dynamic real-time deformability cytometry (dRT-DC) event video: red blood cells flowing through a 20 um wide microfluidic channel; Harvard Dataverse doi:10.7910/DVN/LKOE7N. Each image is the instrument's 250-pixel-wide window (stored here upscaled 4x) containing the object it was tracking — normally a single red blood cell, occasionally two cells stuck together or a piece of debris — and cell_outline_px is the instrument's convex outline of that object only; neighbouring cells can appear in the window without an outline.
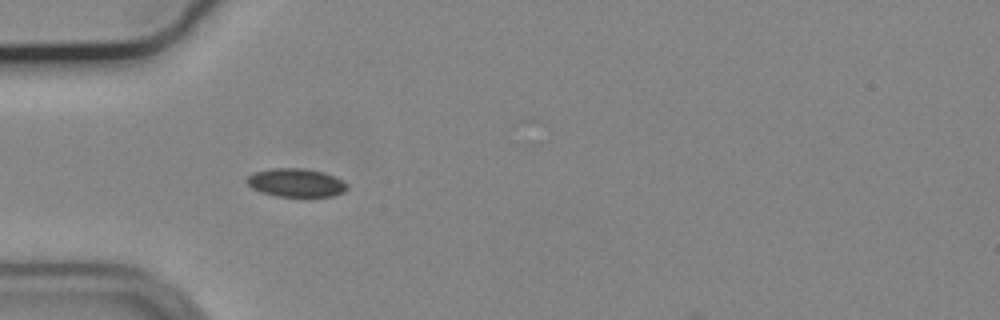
{"species": "common noctule bat (a hibernating species)", "species_latin": "Nyctalus noctula", "temperature_condition": "cold", "stored_images_in_passage": 23, "camera_frame_rate_fps": 3000, "um_per_image_px": 0.085, "animal": {"sex": "male", "body_mass_g": 19.2, "forearm_length_mm": 51.8}, "frame": {"image": 1, "passage_image": 7, "time_ms": 2.0, "image_size_px": [1000, 320], "cell_outline_px": [[348, 188], [344, 192], [332, 196], [276, 196], [260, 192], [252, 188], [244, 180], [248, 176], [256, 172], [272, 168], [304, 168], [324, 172], [348, 184]], "centroid_in_image_um": [25.14, 15.53], "position_along_channel_um": 59.9, "area_um2": 16.53}}
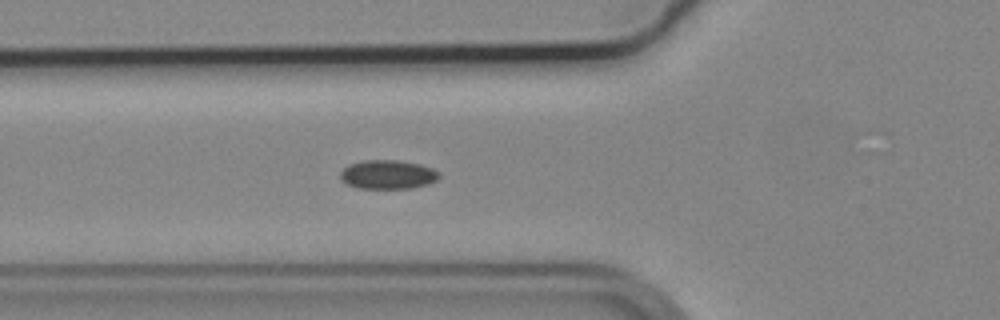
{"frame": {"image": 2, "passage_image": 10, "time_ms": 3.0, "image_size_px": [1000, 320], "cell_outline_px": [[440, 176], [436, 180], [428, 184], [412, 188], [356, 188], [340, 180], [340, 172], [348, 164], [364, 160], [396, 160], [420, 164], [432, 168], [440, 172]], "centroid_in_image_um": [32.95, 14.83], "position_along_channel_um": 92.8, "area_um2": 16.76}}